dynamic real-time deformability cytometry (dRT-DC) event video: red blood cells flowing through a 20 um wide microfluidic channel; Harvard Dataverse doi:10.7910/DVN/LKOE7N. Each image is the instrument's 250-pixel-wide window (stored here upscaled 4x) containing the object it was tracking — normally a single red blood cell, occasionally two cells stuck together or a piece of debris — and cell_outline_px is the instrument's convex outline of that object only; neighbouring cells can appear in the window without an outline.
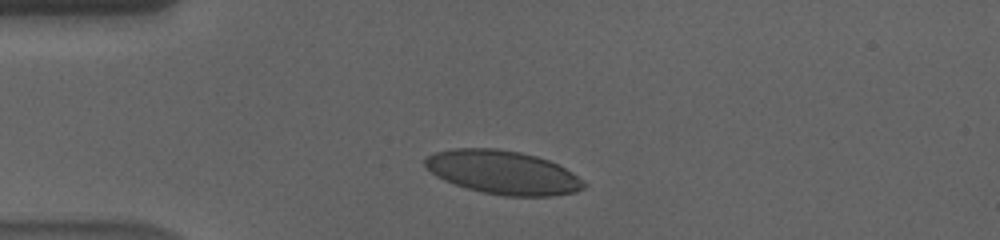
{"species": "human", "species_latin": "Homo sapiens", "temperature_condition": "cold", "stored_images_in_passage": 40, "camera_frame_rate_fps": 3000, "um_per_image_px": 0.085, "donor": {"sex": "male"}, "frame": {"image": 1, "passage_image": 6, "time_ms": 1.667, "image_size_px": [1000, 240], "cell_outline_px": [[588, 184], [584, 188], [576, 192], [552, 196], [504, 196], [484, 192], [468, 188], [444, 180], [436, 176], [424, 164], [424, 160], [428, 156], [436, 152], [452, 148], [496, 148], [520, 152], [536, 156], [548, 160], [572, 172], [584, 180]], "centroid_in_image_um": [42.78, 14.65], "position_along_channel_um": 42.2, "area_um2": 40.23}}
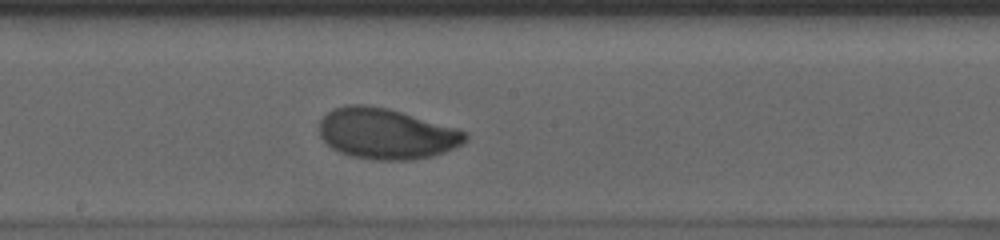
{"frame": {"image": 2, "passage_image": 23, "time_ms": 7.333, "image_size_px": [1000, 240], "cell_outline_px": [[468, 140], [464, 144], [444, 152], [432, 156], [412, 160], [372, 160], [352, 156], [340, 152], [332, 148], [320, 136], [320, 120], [332, 108], [344, 104], [364, 104], [388, 108], [460, 128], [468, 132]], "centroid_in_image_um": [32.89, 11.35], "position_along_channel_um": 215.3, "area_um2": 43.7}}
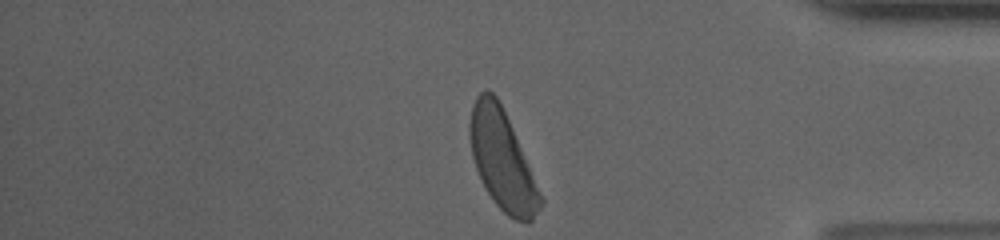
{"frame": {"image": 3, "passage_image": 40, "time_ms": 13.0, "image_size_px": [1000, 240], "cell_outline_px": [[544, 204], [532, 220], [528, 224], [516, 220], [508, 216], [492, 200], [476, 168], [472, 156], [468, 136], [468, 124], [472, 104], [476, 96], [484, 88], [492, 92], [496, 96], [512, 128], [544, 200]], "centroid_in_image_um": [42.67, 13.61], "position_along_channel_um": 392.5, "area_um2": 40.58}, "authors_computed_cell_mechanics": {"area_um2": 41.8183, "velocity_mm_per_s": 3.5472, "shape_relaxation_time_tau1_ms": 4.1165, "shape_relaxation_time_tau2_ms": null, "deformation_change_tau1": 0.1749, "deformation_change_tau2": null}}